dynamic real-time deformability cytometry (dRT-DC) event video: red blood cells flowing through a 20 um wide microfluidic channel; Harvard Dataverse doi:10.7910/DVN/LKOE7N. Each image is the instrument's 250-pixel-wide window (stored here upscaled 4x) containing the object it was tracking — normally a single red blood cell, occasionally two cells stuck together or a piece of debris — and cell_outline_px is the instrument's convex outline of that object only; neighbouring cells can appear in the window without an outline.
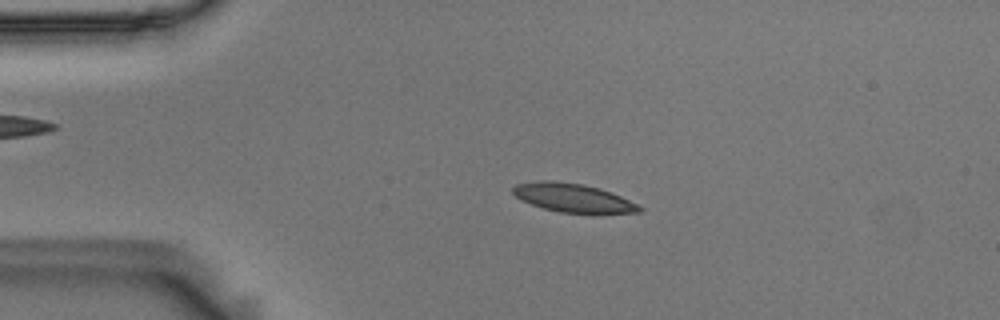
{"species": "Egyptian fruit bat (a non-hibernating species)", "species_latin": "Rousettus aegyptiacus", "temperature_condition": "room temperature", "stored_images_in_passage": 55, "camera_frame_rate_fps": 3000, "um_per_image_px": 0.085, "animal": {"sex": "male"}, "frame": {"image": 1, "passage_image": 11, "time_ms": 3.333, "image_size_px": [1000, 320], "cell_outline_px": [[644, 208], [640, 212], [592, 216], [560, 212], [544, 208], [532, 204], [516, 196], [512, 192], [512, 188], [516, 184], [540, 180], [556, 180], [580, 184], [600, 188], [620, 196]], "centroid_in_image_um": [48.77, 16.86], "position_along_channel_um": 36.2, "area_um2": 21.68}}
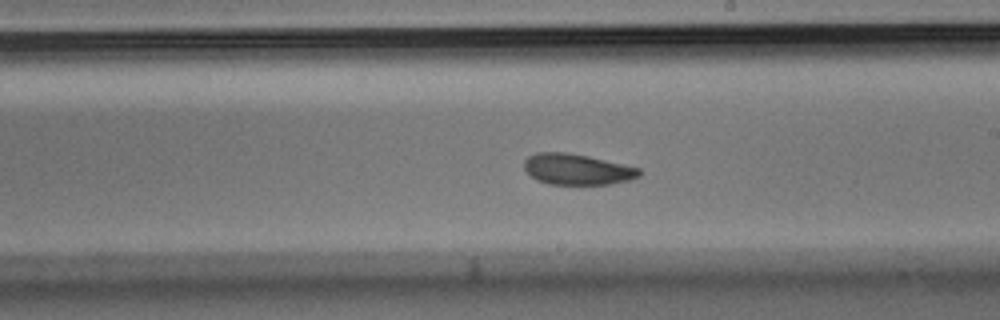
{"frame": {"image": 2, "passage_image": 31, "time_ms": 10.0, "image_size_px": [1000, 320], "cell_outline_px": [[640, 176], [632, 180], [612, 184], [548, 184], [536, 180], [524, 168], [524, 160], [528, 156], [536, 152], [564, 152], [588, 156], [640, 168]], "centroid_in_image_um": [49.05, 14.39], "position_along_channel_um": 239.9, "area_um2": 20.75}}
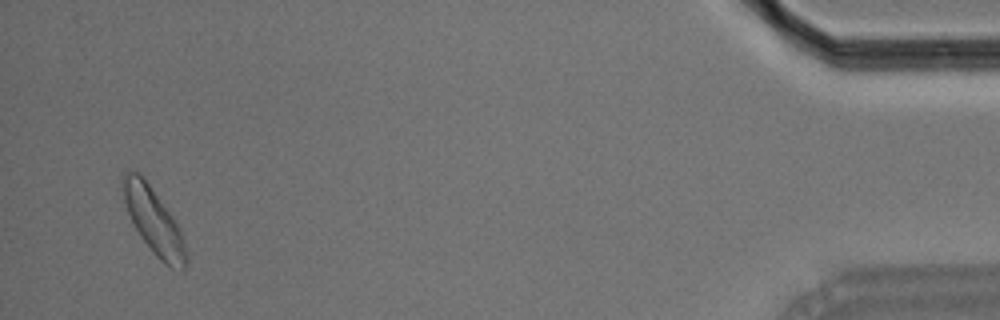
{"frame": {"image": 3, "passage_image": 53, "time_ms": 17.333, "image_size_px": [1000, 320], "cell_outline_px": [[188, 260], [184, 268], [180, 272], [164, 264], [156, 256], [140, 236], [128, 212], [124, 200], [120, 176], [128, 172], [140, 172], [172, 216], [180, 232], [188, 256]], "centroid_in_image_um": [13.06, 18.8], "position_along_channel_um": 422.1, "area_um2": 23.81}, "authors_computed_cell_mechanics": {"area_um2": 21.4438, "velocity_mm_per_s": 3.578, "shape_relaxation_time_tau1_ms": 4.6844, "shape_relaxation_time_tau2_ms": 3.3806, "deformation_change_tau1": 0.1202, "deformation_change_tau2": 0.0754}}